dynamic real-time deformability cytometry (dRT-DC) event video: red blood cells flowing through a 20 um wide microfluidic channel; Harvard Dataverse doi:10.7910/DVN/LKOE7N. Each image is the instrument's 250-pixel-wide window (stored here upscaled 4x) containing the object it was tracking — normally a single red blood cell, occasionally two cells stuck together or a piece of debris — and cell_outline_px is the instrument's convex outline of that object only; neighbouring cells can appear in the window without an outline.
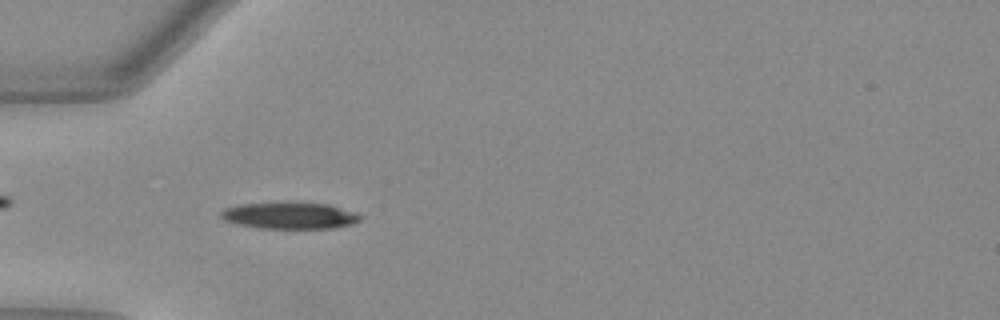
{"species": "Egyptian fruit bat (a non-hibernating species)", "species_latin": "Rousettus aegyptiacus", "temperature_condition": "warm", "stored_images_in_passage": 47, "camera_frame_rate_fps": 3000, "um_per_image_px": 0.085, "animal": {"sex": "female"}, "frame": {"image": 1, "passage_image": 12, "time_ms": 3.667, "image_size_px": [1000, 320], "cell_outline_px": [[364, 216], [360, 220], [352, 224], [332, 228], [260, 228], [236, 224], [224, 220], [220, 216], [220, 212], [224, 208], [240, 204], [328, 204], [356, 212]], "centroid_in_image_um": [24.64, 18.35], "position_along_channel_um": 60.4, "area_um2": 21.1}}
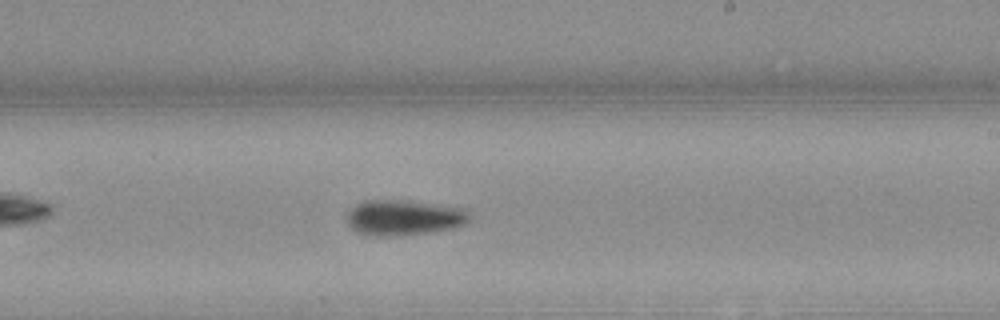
{"frame": {"image": 2, "passage_image": 27, "time_ms": 8.667, "image_size_px": [1000, 320], "cell_outline_px": [[468, 220], [464, 224], [456, 228], [432, 232], [400, 236], [376, 236], [356, 232], [348, 224], [348, 212], [356, 204], [364, 200], [404, 200], [460, 208], [468, 212]], "centroid_in_image_um": [34.3, 18.51], "position_along_channel_um": 254.7, "area_um2": 25.2}}
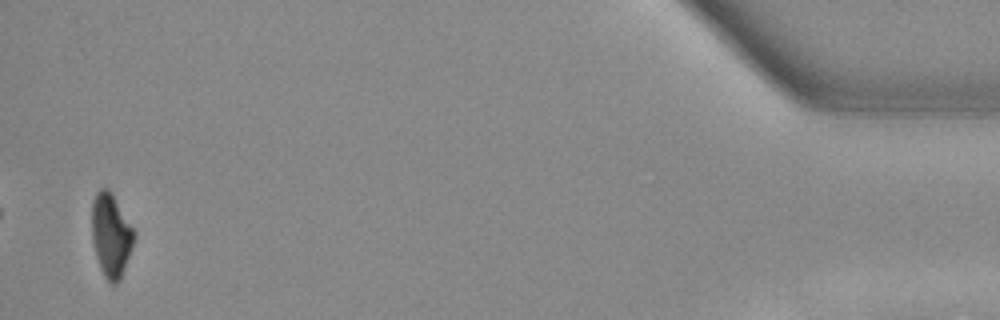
{"frame": {"image": 3, "passage_image": 46, "time_ms": 15.0, "image_size_px": [1000, 320], "cell_outline_px": [[136, 236], [120, 280], [116, 284], [112, 284], [104, 276], [100, 268], [96, 256], [92, 240], [92, 200], [96, 192], [100, 188], [108, 188], [112, 192], [136, 232]], "centroid_in_image_um": [9.44, 19.96], "position_along_channel_um": 425.8, "area_um2": 20.69}, "authors_computed_cell_mechanics": {"area_um2": 22.0218, "velocity_mm_per_s": 3.9989, "shape_relaxation_time_tau1_ms": 4.7345, "shape_relaxation_time_tau2_ms": null, "deformation_change_tau1": 0.194, "deformation_change_tau2": null}}